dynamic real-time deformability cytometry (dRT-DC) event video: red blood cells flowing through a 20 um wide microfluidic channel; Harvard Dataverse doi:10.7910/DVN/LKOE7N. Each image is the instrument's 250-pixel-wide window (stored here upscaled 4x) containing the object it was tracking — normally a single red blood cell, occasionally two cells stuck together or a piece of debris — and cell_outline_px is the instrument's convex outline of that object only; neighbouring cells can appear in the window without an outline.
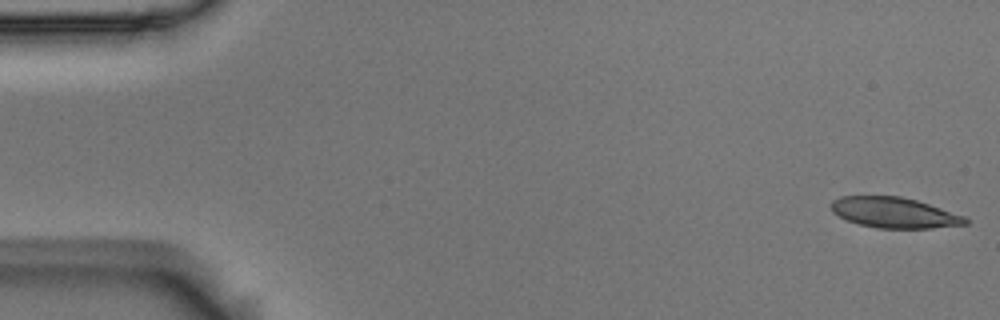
{"species": "Egyptian fruit bat (a non-hibernating species)", "species_latin": "Rousettus aegyptiacus", "temperature_condition": "room temperature", "stored_images_in_passage": 55, "camera_frame_rate_fps": 3000, "um_per_image_px": 0.085, "animal": {"sex": "male"}, "frame": {"image": 1, "passage_image": 1, "time_ms": 0.0, "image_size_px": [1000, 320], "cell_outline_px": [[968, 224], [932, 228], [876, 228], [860, 224], [848, 220], [832, 212], [832, 200], [840, 196], [900, 196], [916, 200], [964, 216], [968, 220]], "centroid_in_image_um": [76.0, 18.07], "position_along_channel_um": 9.0, "area_um2": 23.64}}
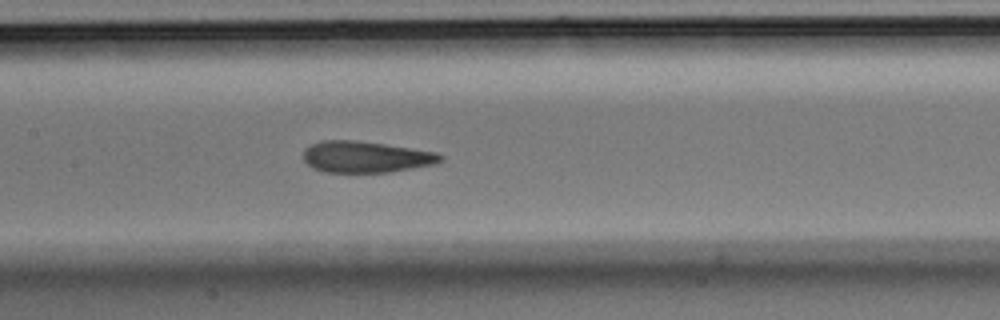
{"frame": {"image": 2, "passage_image": 26, "time_ms": 8.333, "image_size_px": [1000, 320], "cell_outline_px": [[444, 160], [436, 164], [388, 172], [324, 172], [312, 168], [304, 160], [304, 148], [312, 144], [324, 140], [352, 140], [384, 144], [436, 152], [444, 156]], "centroid_in_image_um": [31.1, 13.34], "position_along_channel_um": 176.3, "area_um2": 24.97}}
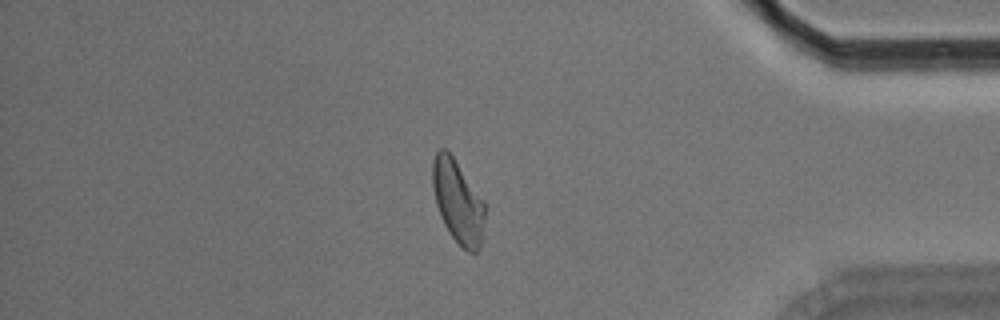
{"frame": {"image": 3, "passage_image": 47, "time_ms": 15.333, "image_size_px": [1000, 320], "cell_outline_px": [[484, 216], [480, 248], [476, 252], [468, 252], [448, 232], [440, 216], [436, 204], [432, 184], [432, 164], [436, 152], [440, 148], [444, 148], [452, 156], [484, 200]], "centroid_in_image_um": [38.9, 17.13], "position_along_channel_um": 396.3, "area_um2": 24.97}, "authors_computed_cell_mechanics": {"area_um2": 25.2586, "velocity_mm_per_s": 3.5842, "shape_relaxation_time_tau1_ms": 7.1471, "shape_relaxation_time_tau2_ms": 1.8661, "deformation_change_tau1": 0.1847, "deformation_change_tau2": 0.0814}}